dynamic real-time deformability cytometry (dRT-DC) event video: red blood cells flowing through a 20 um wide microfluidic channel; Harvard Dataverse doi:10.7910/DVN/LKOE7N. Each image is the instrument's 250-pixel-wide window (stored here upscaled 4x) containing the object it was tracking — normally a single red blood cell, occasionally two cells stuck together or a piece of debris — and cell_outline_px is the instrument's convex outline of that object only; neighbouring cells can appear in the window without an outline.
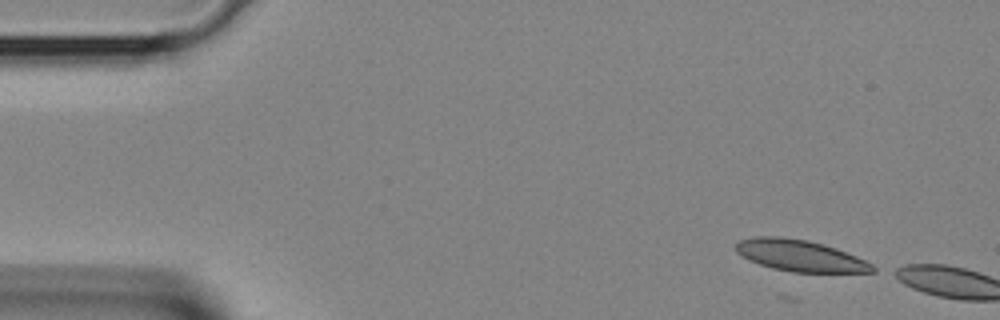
{"species": "Egyptian fruit bat (a non-hibernating species)", "species_latin": "Rousettus aegyptiacus", "temperature_condition": "room temperature", "stored_images_in_passage": 5, "camera_frame_rate_fps": 3000, "um_per_image_px": 0.085, "animal": {"sex": "female"}, "frame": {"image": 1, "passage_image": 1, "time_ms": 0.0, "image_size_px": [1000, 320], "cell_outline_px": [[880, 268], [876, 272], [792, 272], [772, 268], [748, 260], [736, 252], [736, 244], [740, 240], [752, 236], [780, 236], [808, 240], [824, 244], [836, 248], [856, 256]], "centroid_in_image_um": [68.02, 21.72], "position_along_channel_um": 17.0, "area_um2": 25.2}}